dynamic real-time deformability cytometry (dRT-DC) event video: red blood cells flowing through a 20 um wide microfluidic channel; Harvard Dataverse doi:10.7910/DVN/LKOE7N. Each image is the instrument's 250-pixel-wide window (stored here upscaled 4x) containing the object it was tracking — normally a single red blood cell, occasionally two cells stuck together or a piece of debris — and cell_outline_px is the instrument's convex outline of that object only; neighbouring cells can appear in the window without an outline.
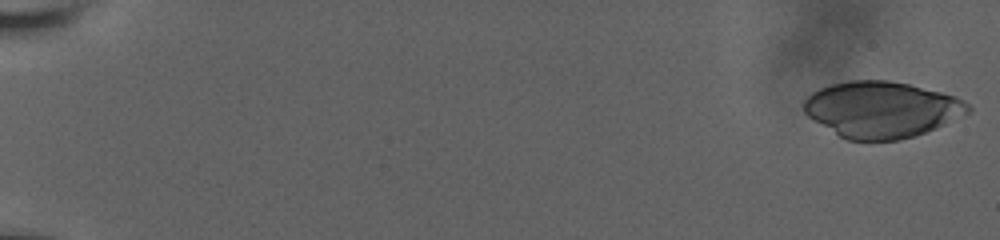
{"species": "human", "species_latin": "Homo sapiens", "temperature_condition": "room temperature", "stored_images_in_passage": 56, "camera_frame_rate_fps": 3000, "um_per_image_px": 0.085, "donor": {"sex": "male"}, "frame": {"image": 1, "passage_image": 1, "time_ms": 0.0, "image_size_px": [1000, 240], "cell_outline_px": [[972, 108], [968, 112], [936, 128], [900, 140], [848, 140], [840, 136], [808, 116], [804, 112], [804, 100], [812, 92], [820, 88], [832, 84], [848, 80], [888, 80], [908, 84], [956, 96], [964, 100]], "centroid_in_image_um": [74.93, 9.29], "position_along_channel_um": 10.1, "area_um2": 53.23}}
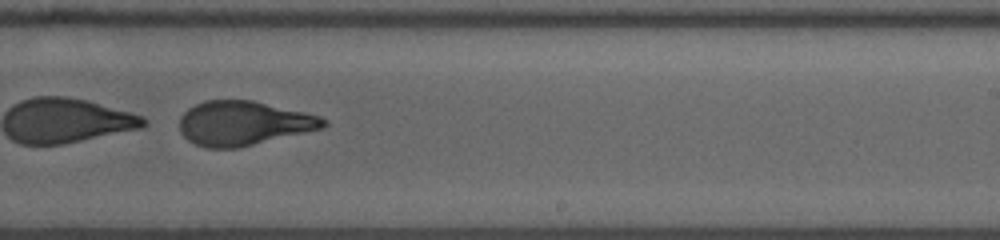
{"frame": {"image": 2, "passage_image": 38, "time_ms": 12.333, "image_size_px": [1000, 240], "cell_outline_px": [[328, 124], [324, 128], [236, 148], [208, 148], [196, 144], [188, 140], [180, 132], [180, 116], [188, 108], [204, 100], [252, 100], [304, 112], [320, 116], [328, 120]], "centroid_in_image_um": [20.7, 10.47], "position_along_channel_um": 268.3, "area_um2": 37.05}}